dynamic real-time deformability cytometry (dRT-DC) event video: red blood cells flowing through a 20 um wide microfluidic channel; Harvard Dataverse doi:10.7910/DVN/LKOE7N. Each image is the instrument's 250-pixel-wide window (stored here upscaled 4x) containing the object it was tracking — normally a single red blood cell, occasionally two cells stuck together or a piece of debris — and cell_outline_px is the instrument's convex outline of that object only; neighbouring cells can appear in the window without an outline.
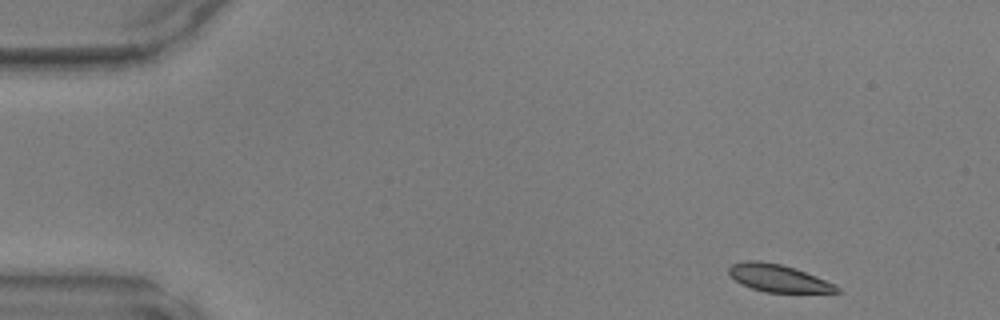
{"species": "common noctule bat (a hibernating species)", "species_latin": "Nyctalus noctula", "temperature_condition": "warm", "stored_images_in_passage": 44, "camera_frame_rate_fps": 3000, "um_per_image_px": 0.085, "animal": {"sex": "male", "body_mass_g": 17.9, "forearm_length_mm": 54.2}, "frame": {"image": 1, "passage_image": 1, "time_ms": 0.0, "image_size_px": [1000, 320], "cell_outline_px": [[840, 292], [764, 292], [740, 284], [728, 272], [728, 268], [732, 264], [744, 260], [760, 260], [780, 264], [796, 268], [836, 284], [840, 288]], "centroid_in_image_um": [66.15, 23.63], "position_along_channel_um": 18.9, "area_um2": 17.28}}
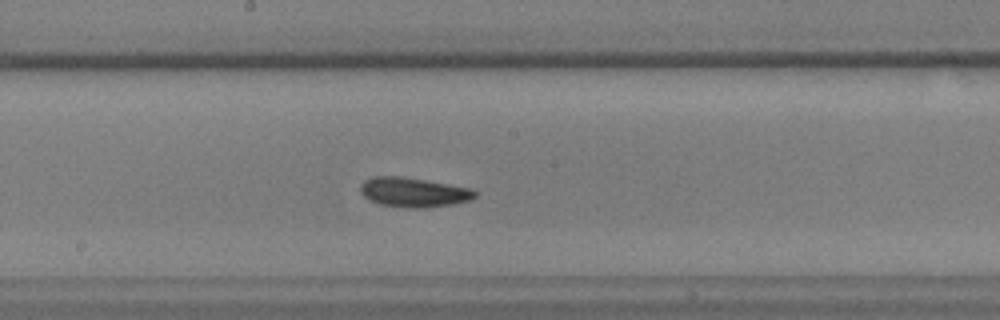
{"frame": {"image": 2, "passage_image": 22, "time_ms": 7.0, "image_size_px": [1000, 320], "cell_outline_px": [[476, 196], [472, 200], [452, 204], [424, 208], [408, 208], [380, 204], [368, 200], [360, 192], [360, 184], [364, 180], [372, 176], [400, 176], [472, 188], [476, 192]], "centroid_in_image_um": [35.13, 16.34], "position_along_channel_um": 213.1, "area_um2": 19.83}}
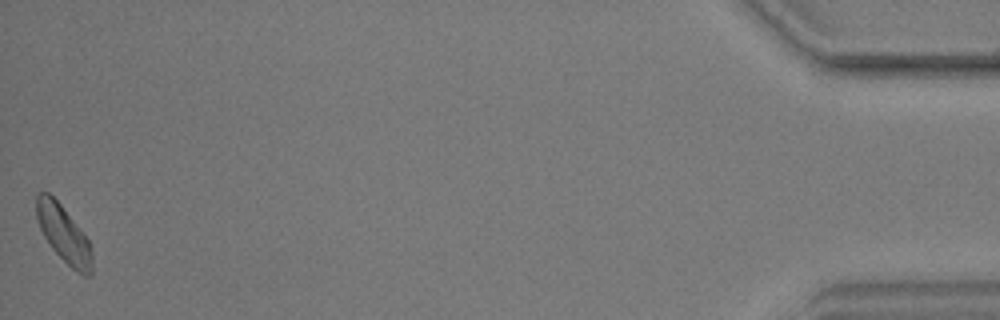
{"frame": {"image": 3, "passage_image": 44, "time_ms": 14.333, "image_size_px": [1000, 320], "cell_outline_px": [[92, 272], [88, 276], [84, 276], [76, 272], [52, 248], [44, 236], [40, 228], [36, 216], [36, 196], [40, 192], [48, 192], [60, 204], [88, 240], [92, 252]], "centroid_in_image_um": [5.41, 19.91], "position_along_channel_um": 429.8, "area_um2": 18.03}}